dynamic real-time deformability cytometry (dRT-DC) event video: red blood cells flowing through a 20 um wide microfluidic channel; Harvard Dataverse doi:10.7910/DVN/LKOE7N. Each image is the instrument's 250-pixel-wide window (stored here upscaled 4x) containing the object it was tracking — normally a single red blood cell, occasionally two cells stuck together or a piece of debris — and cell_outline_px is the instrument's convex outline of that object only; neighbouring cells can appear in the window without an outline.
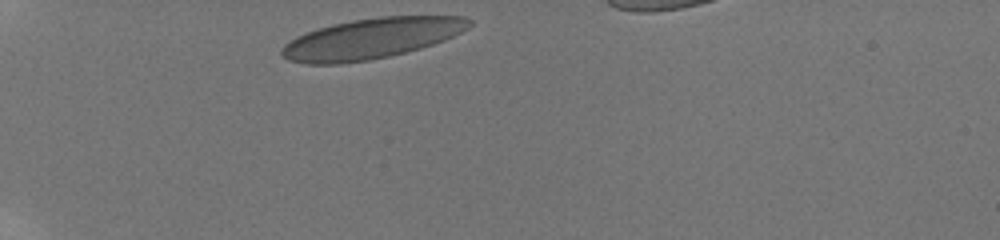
{"species": "human", "species_latin": "Homo sapiens", "temperature_condition": "room temperature", "stored_images_in_passage": 33, "camera_frame_rate_fps": 3000, "um_per_image_px": 0.085, "donor": {"sex": "male"}, "frame": {"image": 1, "passage_image": 1, "time_ms": 0.0, "image_size_px": [1000, 240], "cell_outline_px": [[472, 24], [468, 28], [444, 40], [420, 48], [388, 56], [368, 60], [340, 64], [304, 64], [288, 60], [280, 56], [280, 48], [284, 44], [296, 36], [332, 24], [352, 20], [380, 16], [464, 16], [472, 20]], "centroid_in_image_um": [31.53, 3.27], "position_along_channel_um": 53.5, "area_um2": 44.22}}
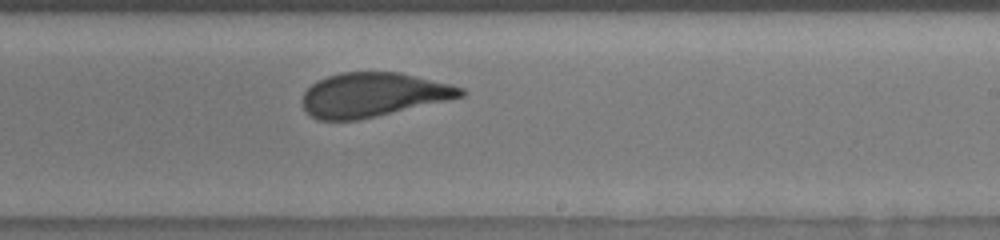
{"frame": {"image": 2, "passage_image": 20, "time_ms": 6.333, "image_size_px": [1000, 240], "cell_outline_px": [[468, 92], [464, 96], [448, 100], [360, 120], [320, 120], [312, 116], [304, 108], [304, 92], [316, 80], [340, 72], [400, 72], [464, 88]], "centroid_in_image_um": [31.73, 8.05], "position_along_channel_um": 257.3, "area_um2": 40.52}}
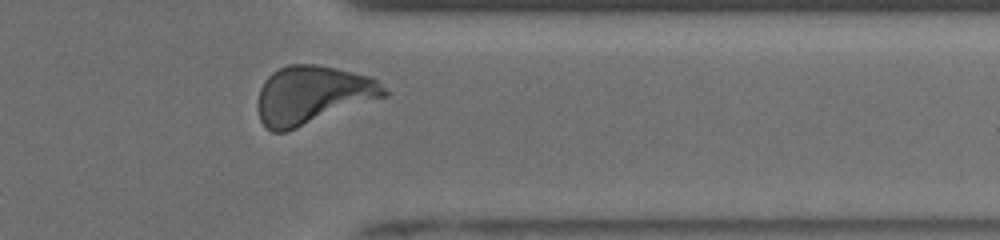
{"frame": {"image": 3, "passage_image": 30, "time_ms": 9.667, "image_size_px": [1000, 240], "cell_outline_px": [[388, 96], [288, 132], [272, 132], [260, 120], [256, 108], [256, 104], [260, 88], [264, 80], [272, 72], [288, 64], [316, 64], [336, 68], [372, 76], [388, 92]], "centroid_in_image_um": [26.55, 8.09], "position_along_channel_um": 384.9, "area_um2": 43.47}, "authors_computed_cell_mechanics": {"area_um2": 41.6738, "velocity_mm_per_s": 3.8386, "shape_relaxation_time_tau1_ms": 5.1042, "shape_relaxation_time_tau2_ms": null, "deformation_change_tau1": 0.1732, "deformation_change_tau2": null}}